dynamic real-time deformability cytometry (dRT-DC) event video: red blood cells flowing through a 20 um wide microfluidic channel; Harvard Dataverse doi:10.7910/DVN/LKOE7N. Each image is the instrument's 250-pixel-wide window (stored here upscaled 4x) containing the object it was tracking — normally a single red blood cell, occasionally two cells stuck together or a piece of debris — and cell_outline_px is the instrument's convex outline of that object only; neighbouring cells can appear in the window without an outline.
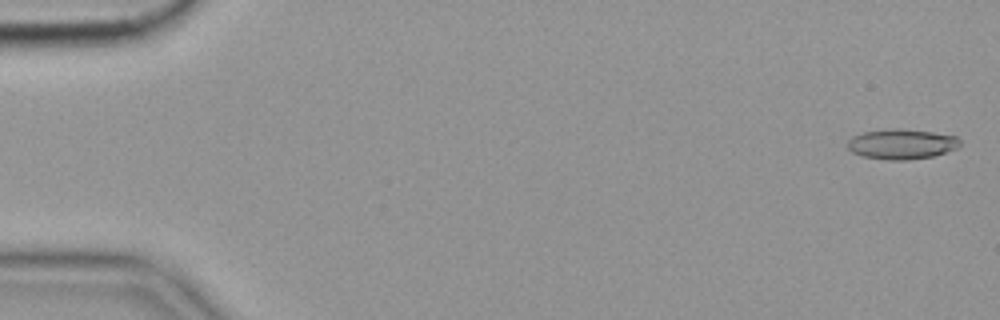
{"species": "common noctule bat (a hibernating species)", "species_latin": "Nyctalus noctula", "temperature_condition": "cold", "stored_images_in_passage": 57, "camera_frame_rate_fps": 3000, "um_per_image_px": 0.085, "animal": {"sex": "female", "body_mass_g": 19.9}, "frame": {"image": 1, "passage_image": 2, "time_ms": 0.333, "image_size_px": [1000, 320], "cell_outline_px": [[960, 144], [956, 148], [932, 156], [908, 160], [888, 160], [864, 156], [852, 152], [848, 148], [848, 140], [852, 136], [864, 132], [888, 128], [900, 128], [932, 132], [956, 136], [960, 140]], "centroid_in_image_um": [76.62, 12.23], "position_along_channel_um": 8.4, "area_um2": 19.65}}
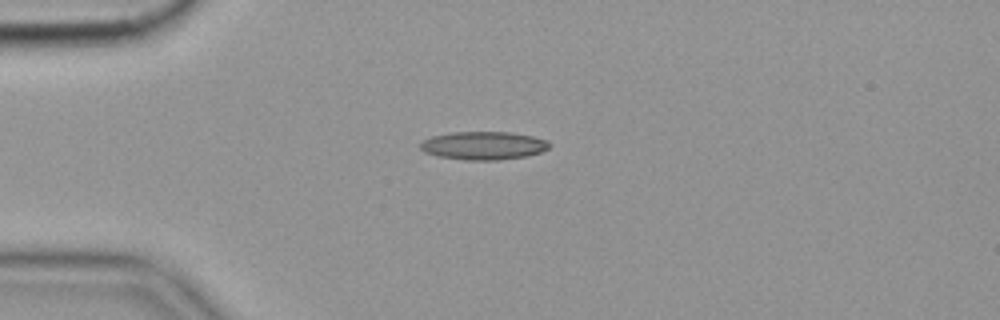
{"frame": {"image": 2, "passage_image": 15, "time_ms": 4.667, "image_size_px": [1000, 320], "cell_outline_px": [[552, 144], [548, 148], [540, 152], [528, 156], [500, 160], [464, 160], [440, 156], [424, 152], [420, 148], [420, 144], [424, 140], [432, 136], [452, 132], [512, 132], [532, 136], [548, 140]], "centroid_in_image_um": [41.13, 12.37], "position_along_channel_um": 43.9, "area_um2": 21.27}}
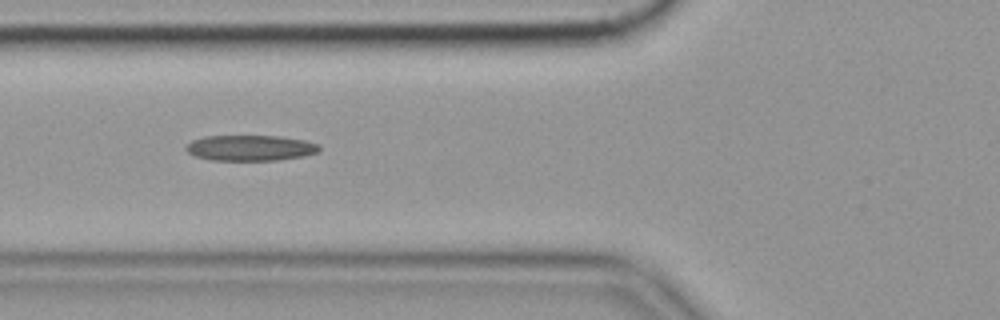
{"frame": {"image": 3, "passage_image": 22, "time_ms": 7.0, "image_size_px": [1000, 320], "cell_outline_px": [[320, 152], [304, 156], [280, 160], [212, 160], [196, 156], [188, 152], [184, 148], [192, 140], [204, 136], [280, 136], [304, 140], [320, 144]], "centroid_in_image_um": [21.32, 12.57], "position_along_channel_um": 104.5, "area_um2": 20.0}, "authors_computed_cell_mechanics": {"area_um2": 19.7098, "velocity_mm_per_s": 3.5708, "shape_relaxation_time_tau1_ms": null, "shape_relaxation_time_tau2_ms": 4.6568, "deformation_change_tau1": null, "deformation_change_tau2": 0.16}}